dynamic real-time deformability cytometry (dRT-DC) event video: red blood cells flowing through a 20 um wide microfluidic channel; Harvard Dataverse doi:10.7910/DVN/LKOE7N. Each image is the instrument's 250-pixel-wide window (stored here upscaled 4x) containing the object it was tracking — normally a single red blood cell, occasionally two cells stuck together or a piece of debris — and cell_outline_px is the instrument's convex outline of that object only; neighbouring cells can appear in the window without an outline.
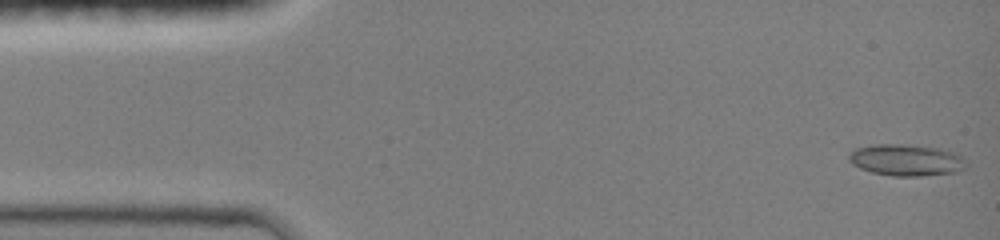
{"species": "common noctule bat (a hibernating species)", "species_latin": "Nyctalus noctula", "temperature_condition": "room temperature", "stored_images_in_passage": 14, "camera_frame_rate_fps": 3000, "um_per_image_px": 0.085, "animal": {"sex": "female", "body_mass_g": 19.0, "forearm_length_mm": 51.5}, "frame": {"image": 1, "passage_image": 1, "time_ms": 0.0, "image_size_px": [1000, 240], "cell_outline_px": [[964, 168], [952, 172], [916, 176], [896, 176], [872, 172], [860, 168], [852, 164], [848, 160], [848, 156], [856, 148], [880, 144], [900, 144], [936, 148], [960, 156]], "centroid_in_image_um": [76.92, 13.61], "position_along_channel_um": 8.1, "area_um2": 20.69}}
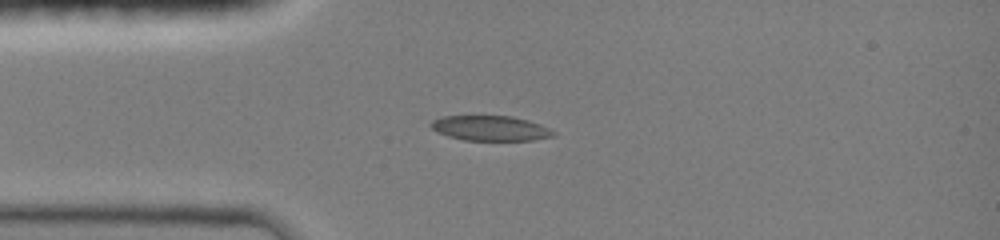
{"frame": {"image": 2, "passage_image": 10, "time_ms": 3.333, "image_size_px": [1000, 240], "cell_outline_px": [[556, 136], [532, 140], [464, 140], [448, 136], [432, 128], [428, 124], [432, 120], [444, 116], [512, 116], [528, 120], [540, 124], [556, 132]], "centroid_in_image_um": [41.71, 10.9], "position_along_channel_um": 43.3, "area_um2": 17.8}}